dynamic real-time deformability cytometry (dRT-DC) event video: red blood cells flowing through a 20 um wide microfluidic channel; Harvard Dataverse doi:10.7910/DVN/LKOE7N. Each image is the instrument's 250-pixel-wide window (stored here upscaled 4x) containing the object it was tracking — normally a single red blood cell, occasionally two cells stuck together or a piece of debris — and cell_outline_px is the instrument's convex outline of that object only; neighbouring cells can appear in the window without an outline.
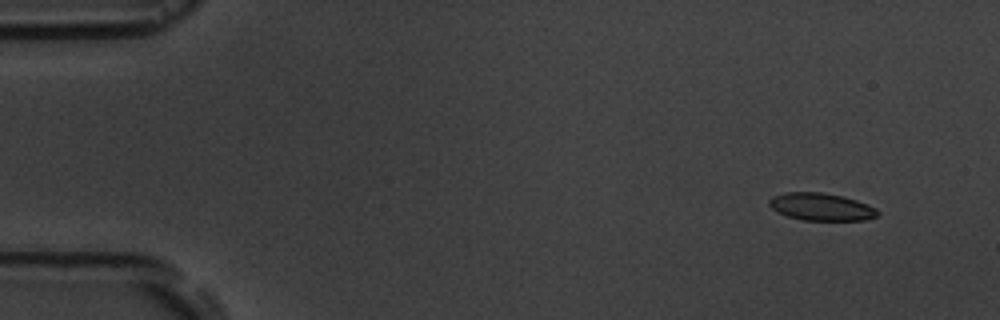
{"species": "common noctule bat (a hibernating species)", "species_latin": "Nyctalus noctula", "temperature_condition": "room temperature", "stored_images_in_passage": 16, "camera_frame_rate_fps": 3000, "um_per_image_px": 0.085, "animal": {"sex": "male", "body_mass_g": 19.5, "forearm_length_mm": 54.6}, "frame": {"image": 1, "passage_image": 1, "time_ms": 0.0, "image_size_px": [1000, 320], "cell_outline_px": [[880, 212], [876, 216], [864, 220], [804, 220], [788, 216], [776, 212], [768, 204], [768, 200], [772, 196], [784, 192], [820, 192], [844, 196], [868, 204], [876, 208]], "centroid_in_image_um": [69.78, 17.57], "position_along_channel_um": 15.2, "area_um2": 17.46}}
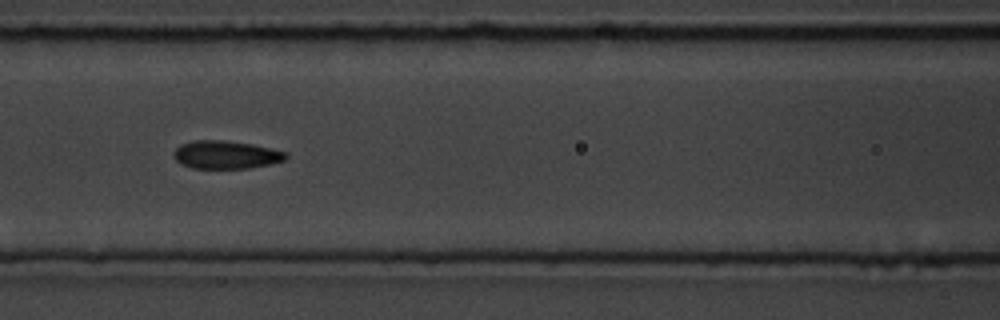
{"frame": {"image": 2, "passage_image": 7, "time_ms": 6.667, "image_size_px": [1000, 320], "cell_outline_px": [[288, 156], [284, 160], [272, 164], [248, 168], [192, 168], [176, 160], [172, 156], [172, 152], [180, 144], [192, 140], [224, 140], [252, 144], [288, 152]], "centroid_in_image_um": [19.2, 13.14], "position_along_channel_um": 147.4, "area_um2": 18.44}}
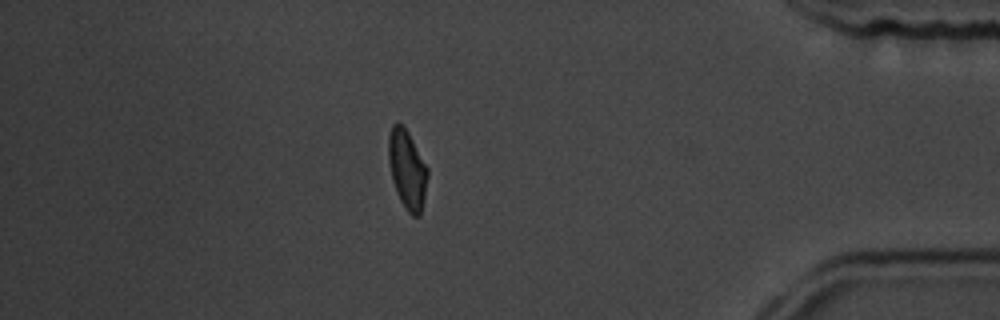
{"frame": {"image": 3, "passage_image": 14, "time_ms": 14.667, "image_size_px": [1000, 320], "cell_outline_px": [[428, 176], [420, 216], [412, 216], [404, 208], [396, 192], [392, 180], [388, 160], [388, 136], [392, 124], [396, 120], [408, 132], [428, 168]], "centroid_in_image_um": [34.59, 14.4], "position_along_channel_um": 400.6, "area_um2": 18.03}, "authors_computed_cell_mechanics": {"area_um2": 17.918, "velocity_mm_per_s": 3.6581, "shape_relaxation_time_tau1_ms": 2.9191, "shape_relaxation_time_tau2_ms": 3.0144, "deformation_change_tau1": 0.1243, "deformation_change_tau2": 0.088}}